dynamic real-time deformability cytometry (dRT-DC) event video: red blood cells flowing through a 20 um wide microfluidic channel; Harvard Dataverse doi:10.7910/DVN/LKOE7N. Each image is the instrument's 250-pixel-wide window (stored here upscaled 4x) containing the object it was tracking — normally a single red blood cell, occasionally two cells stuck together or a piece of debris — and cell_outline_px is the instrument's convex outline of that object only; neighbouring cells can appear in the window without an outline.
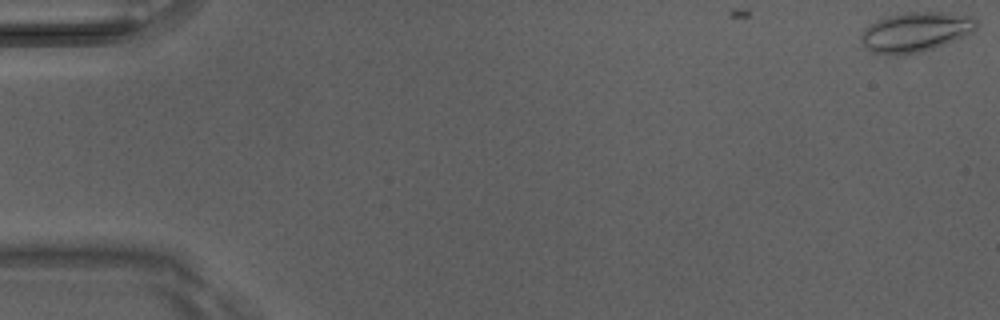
{"species": "Egyptian fruit bat (a non-hibernating species)", "species_latin": "Rousettus aegyptiacus", "temperature_condition": "room temperature", "stored_images_in_passage": 11, "camera_frame_rate_fps": 3000, "um_per_image_px": 0.085, "animal": {"sex": "male"}, "frame": {"image": 1, "passage_image": 1, "time_ms": 0.0, "image_size_px": [1000, 320], "cell_outline_px": [[976, 28], [972, 32], [964, 36], [944, 44], [920, 52], [904, 56], [892, 56], [872, 52], [864, 48], [860, 40], [860, 36], [876, 20], [888, 16], [904, 12], [940, 12], [972, 16], [976, 20]], "centroid_in_image_um": [77.79, 2.74], "position_along_channel_um": 7.2, "area_um2": 26.7}}